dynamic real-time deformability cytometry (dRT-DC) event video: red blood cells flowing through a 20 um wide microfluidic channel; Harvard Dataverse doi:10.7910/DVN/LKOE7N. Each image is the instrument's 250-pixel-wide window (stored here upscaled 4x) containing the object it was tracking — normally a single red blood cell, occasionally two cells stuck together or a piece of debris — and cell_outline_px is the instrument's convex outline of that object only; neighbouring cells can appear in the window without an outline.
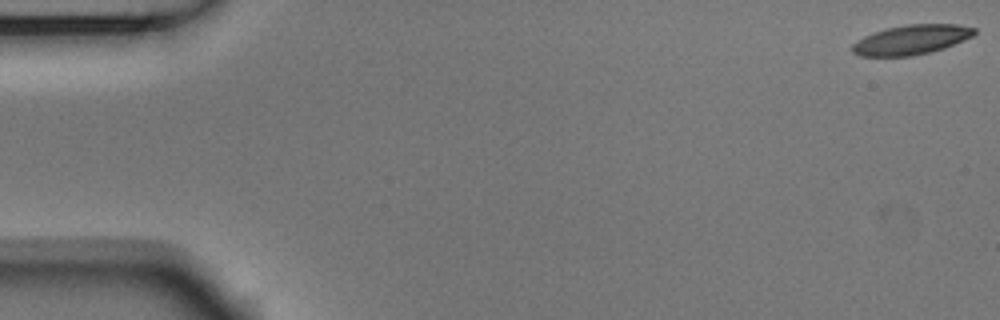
{"species": "Egyptian fruit bat (a non-hibernating species)", "species_latin": "Rousettus aegyptiacus", "temperature_condition": "room temperature", "stored_images_in_passage": 10, "camera_frame_rate_fps": 3000, "um_per_image_px": 0.085, "animal": {"sex": "male"}, "frame": {"image": 1, "passage_image": 1, "time_ms": 0.0, "image_size_px": [1000, 320], "cell_outline_px": [[976, 32], [972, 36], [964, 40], [944, 48], [912, 56], [860, 56], [852, 52], [852, 44], [856, 40], [864, 36], [888, 28], [908, 24], [956, 24], [976, 28]], "centroid_in_image_um": [77.46, 3.38], "position_along_channel_um": 7.5, "area_um2": 20.92}}